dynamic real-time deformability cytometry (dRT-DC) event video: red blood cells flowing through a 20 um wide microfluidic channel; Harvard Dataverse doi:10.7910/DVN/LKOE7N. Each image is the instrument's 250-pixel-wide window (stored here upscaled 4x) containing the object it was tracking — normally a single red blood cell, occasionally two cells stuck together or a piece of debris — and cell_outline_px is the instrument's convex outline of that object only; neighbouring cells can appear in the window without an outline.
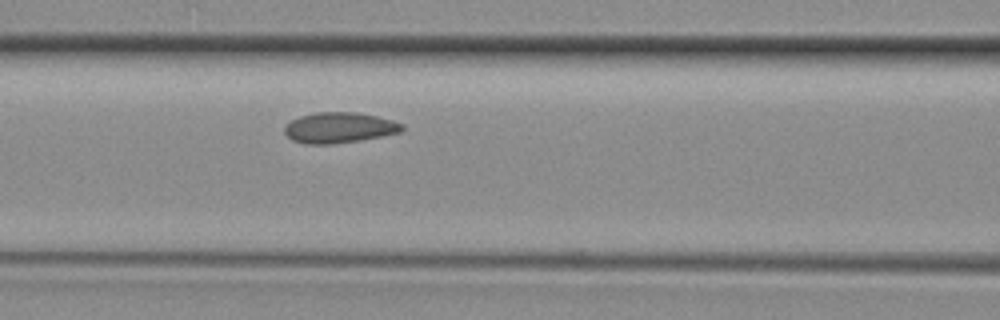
{"species": "common noctule bat (a hibernating species)", "species_latin": "Nyctalus noctula", "temperature_condition": "room temperature", "stored_images_in_passage": 7, "camera_frame_rate_fps": 3000, "um_per_image_px": 0.085, "animal": {"sex": "female", "body_mass_g": 29.2, "forearm_length_mm": 56.3}, "frame": {"image": 1, "passage_image": 6, "time_ms": 1.667, "image_size_px": [1000, 320], "cell_outline_px": [[404, 128], [400, 132], [380, 136], [332, 144], [308, 144], [292, 140], [284, 132], [284, 128], [292, 120], [300, 116], [316, 112], [356, 112], [376, 116], [392, 120], [404, 124]], "centroid_in_image_um": [28.83, 10.84], "position_along_channel_um": 137.8, "area_um2": 20.69}}